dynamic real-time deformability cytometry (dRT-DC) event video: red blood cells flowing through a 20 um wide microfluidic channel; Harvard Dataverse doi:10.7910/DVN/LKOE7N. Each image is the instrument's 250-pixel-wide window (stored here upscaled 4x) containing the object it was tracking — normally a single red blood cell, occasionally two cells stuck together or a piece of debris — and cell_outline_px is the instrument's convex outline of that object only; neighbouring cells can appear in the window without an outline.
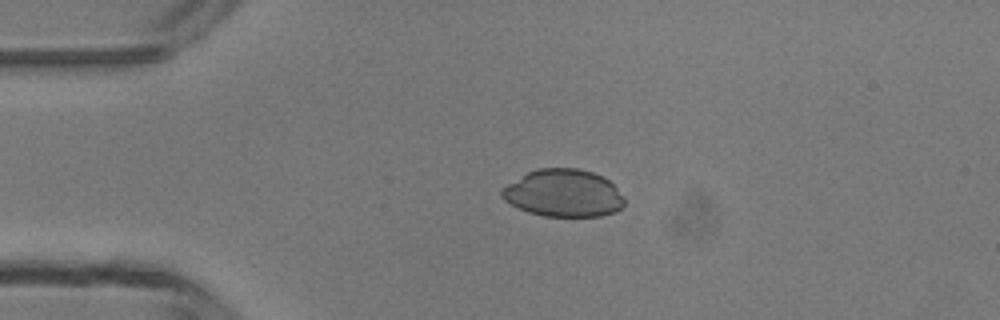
{"species": "common noctule bat (a hibernating species)", "species_latin": "Nyctalus noctula", "temperature_condition": "room temperature", "stored_images_in_passage": 3, "camera_frame_rate_fps": 3000, "um_per_image_px": 0.085, "animal": {"sex": "male", "body_mass_g": 13.3}, "frame": {"image": 1, "passage_image": 2, "time_ms": 1.333, "image_size_px": [1000, 320], "cell_outline_px": [[624, 204], [616, 212], [600, 216], [544, 216], [528, 212], [504, 200], [500, 196], [500, 188], [528, 172], [536, 168], [580, 168], [604, 176], [624, 196]], "centroid_in_image_um": [47.89, 16.41], "position_along_channel_um": 37.1, "area_um2": 33.99}}